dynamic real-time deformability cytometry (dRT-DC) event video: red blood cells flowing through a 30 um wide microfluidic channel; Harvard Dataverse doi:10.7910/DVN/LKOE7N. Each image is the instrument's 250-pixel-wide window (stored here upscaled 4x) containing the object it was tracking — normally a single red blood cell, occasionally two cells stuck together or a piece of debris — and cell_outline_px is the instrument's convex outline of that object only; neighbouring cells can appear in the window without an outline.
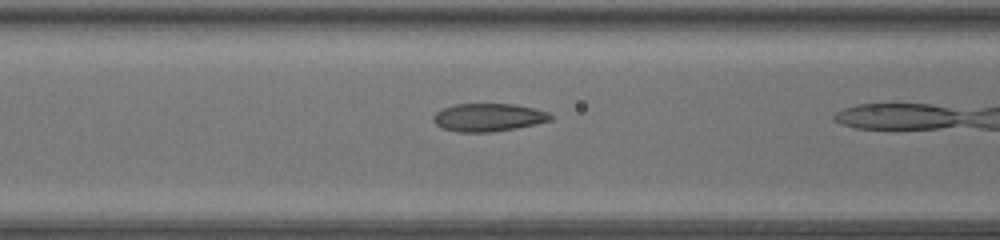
{"species": "common noctule bat (a hibernating species)", "species_latin": "Nyctalus noctula", "temperature_condition": "warm", "stored_images_in_passage": 39, "camera_frame_rate_fps": 3000, "um_per_image_px": 0.085, "animal": {"sex": "female", "body_mass_g": 17.0, "forearm_length_mm": 48.0}, "frame": {"image": 1, "passage_image": 18, "time_ms": 5.667, "image_size_px": [1000, 240], "cell_outline_px": [[556, 116], [552, 120], [536, 124], [516, 128], [492, 132], [456, 132], [440, 128], [432, 120], [432, 116], [436, 112], [444, 108], [456, 104], [516, 104], [536, 108], [548, 112]], "centroid_in_image_um": [41.54, 9.98], "position_along_channel_um": 125.1, "area_um2": 19.42}}
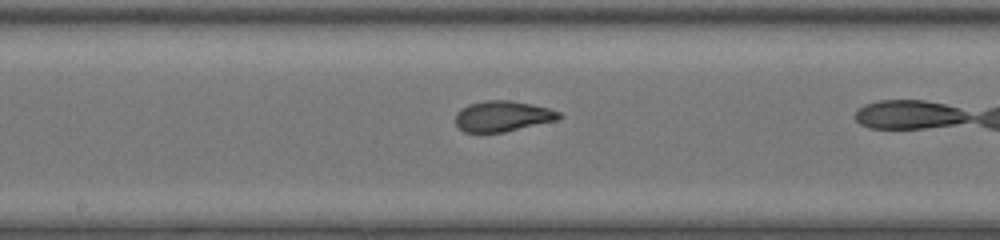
{"frame": {"image": 2, "passage_image": 24, "time_ms": 7.667, "image_size_px": [1000, 240], "cell_outline_px": [[564, 116], [556, 120], [504, 132], [464, 132], [456, 124], [456, 112], [460, 108], [468, 104], [484, 100], [512, 100], [532, 104], [548, 108], [560, 112]], "centroid_in_image_um": [42.71, 9.86], "position_along_channel_um": 205.5, "area_um2": 18.55}}
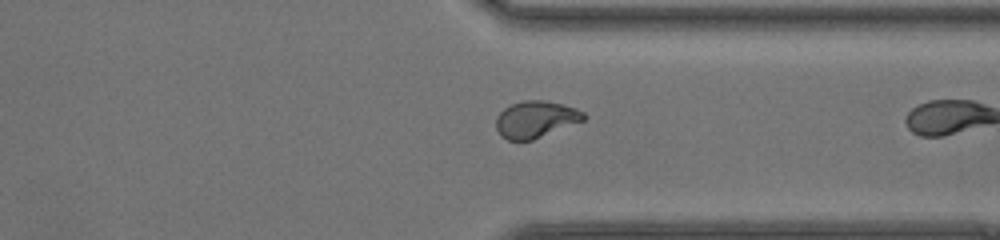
{"frame": {"image": 3, "passage_image": 36, "time_ms": 11.667, "image_size_px": [1000, 240], "cell_outline_px": [[588, 116], [584, 120], [532, 140], [508, 140], [500, 136], [496, 128], [496, 116], [504, 108], [512, 104], [524, 100], [544, 100], [576, 108], [584, 112]], "centroid_in_image_um": [45.52, 10.14], "position_along_channel_um": 365.9, "area_um2": 18.73}}